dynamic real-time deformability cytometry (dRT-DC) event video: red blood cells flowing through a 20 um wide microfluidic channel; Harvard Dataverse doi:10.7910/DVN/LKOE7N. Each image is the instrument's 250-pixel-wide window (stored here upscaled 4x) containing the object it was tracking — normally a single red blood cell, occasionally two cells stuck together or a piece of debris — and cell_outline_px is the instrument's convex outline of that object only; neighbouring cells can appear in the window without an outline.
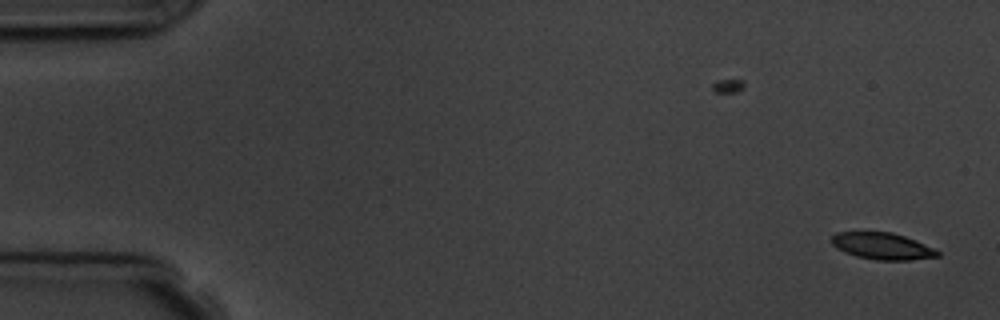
{"species": "common noctule bat (a hibernating species)", "species_latin": "Nyctalus noctula", "temperature_condition": "room temperature", "stored_images_in_passage": 2, "camera_frame_rate_fps": 3000, "um_per_image_px": 0.085, "animal": {"sex": "male", "body_mass_g": 19.5, "forearm_length_mm": 54.6}, "frame": {"image": 1, "passage_image": 2, "time_ms": 1.0, "image_size_px": [1000, 320], "cell_outline_px": [[940, 256], [908, 260], [876, 260], [856, 256], [844, 252], [836, 248], [832, 244], [832, 236], [836, 232], [892, 232], [916, 240], [936, 248], [940, 252]], "centroid_in_image_um": [75.02, 20.92], "position_along_channel_um": 10.0, "area_um2": 16.59}}